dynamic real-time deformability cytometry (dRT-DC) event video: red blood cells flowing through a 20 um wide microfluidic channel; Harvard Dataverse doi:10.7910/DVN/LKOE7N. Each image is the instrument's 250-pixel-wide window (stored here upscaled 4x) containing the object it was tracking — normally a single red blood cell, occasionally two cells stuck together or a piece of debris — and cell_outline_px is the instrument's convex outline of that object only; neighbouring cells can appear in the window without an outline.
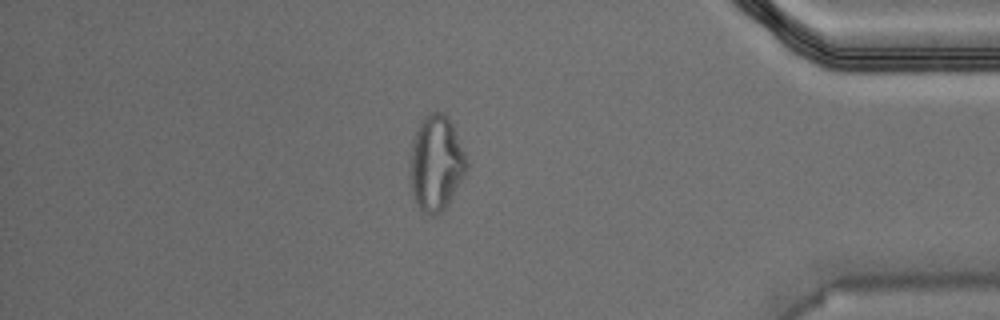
{"species": "Egyptian fruit bat (a non-hibernating species)", "species_latin": "Rousettus aegyptiacus", "temperature_condition": "warm", "stored_images_in_passage": 46, "camera_frame_rate_fps": 3000, "um_per_image_px": 0.085, "animal": {"sex": "male"}, "frame": {"image": 1, "passage_image": 40, "time_ms": 13.0, "image_size_px": [1000, 320], "cell_outline_px": [[468, 168], [448, 204], [436, 216], [428, 216], [416, 204], [412, 196], [412, 140], [420, 120], [428, 112], [440, 112], [452, 124], [456, 132], [468, 160]], "centroid_in_image_um": [37.09, 13.88], "position_along_channel_um": 398.1, "area_um2": 31.04}}